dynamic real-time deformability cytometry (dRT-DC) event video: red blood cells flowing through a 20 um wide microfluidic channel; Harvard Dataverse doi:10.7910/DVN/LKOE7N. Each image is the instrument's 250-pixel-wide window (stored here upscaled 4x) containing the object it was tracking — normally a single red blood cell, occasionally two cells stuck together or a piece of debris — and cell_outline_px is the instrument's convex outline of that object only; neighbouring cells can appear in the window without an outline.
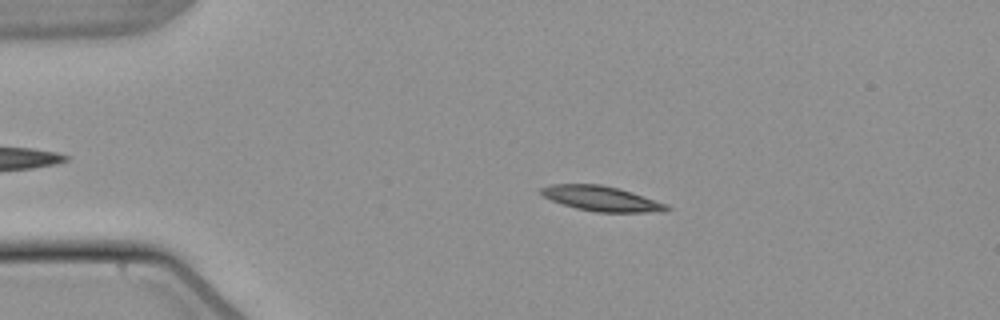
{"species": "common noctule bat (a hibernating species)", "species_latin": "Nyctalus noctula", "temperature_condition": "warm", "stored_images_in_passage": 46, "camera_frame_rate_fps": 3000, "um_per_image_px": 0.085, "animal": {"sex": "male", "body_mass_g": 21.5, "forearm_length_mm": 52.0}, "frame": {"image": 1, "passage_image": 11, "time_ms": 3.333, "image_size_px": [1000, 320], "cell_outline_px": [[672, 208], [644, 212], [596, 212], [576, 208], [552, 200], [544, 196], [540, 192], [540, 188], [552, 184], [600, 184], [620, 188], [632, 192], [664, 204]], "centroid_in_image_um": [51.04, 16.86], "position_along_channel_um": 34.0, "area_um2": 17.8}}
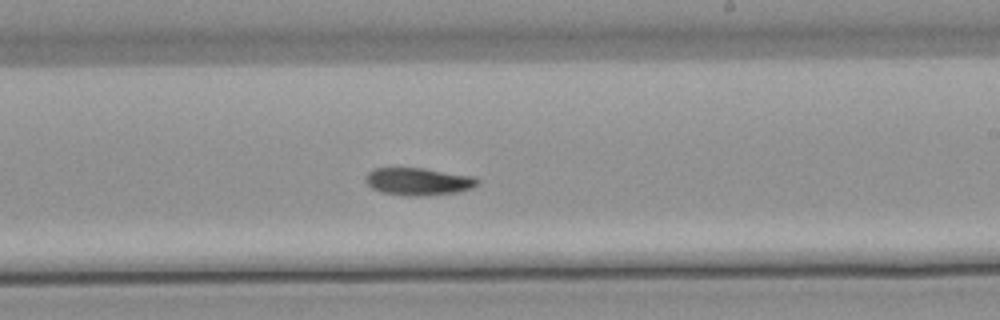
{"frame": {"image": 2, "passage_image": 32, "time_ms": 10.333, "image_size_px": [1000, 320], "cell_outline_px": [[480, 180], [472, 188], [456, 192], [420, 196], [412, 196], [380, 192], [372, 188], [364, 180], [364, 176], [372, 168], [424, 168], [472, 176]], "centroid_in_image_um": [35.51, 15.42], "position_along_channel_um": 253.5, "area_um2": 17.86}}
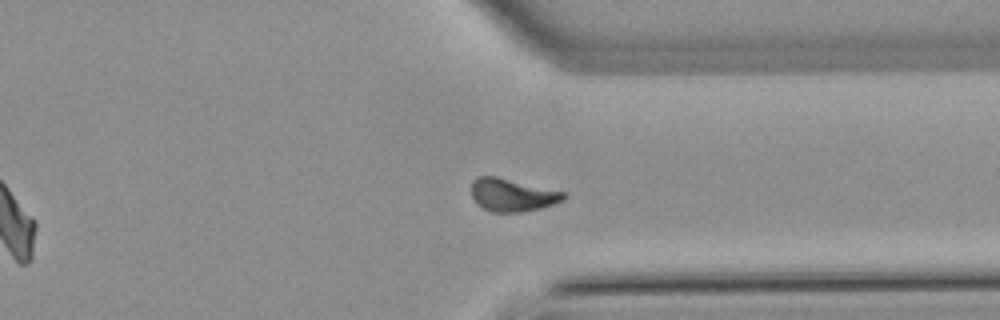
{"frame": {"image": 3, "passage_image": 41, "time_ms": 13.333, "image_size_px": [1000, 320], "cell_outline_px": [[568, 196], [564, 200], [540, 208], [520, 212], [492, 212], [476, 204], [472, 196], [472, 180], [476, 176], [496, 176], [564, 192]], "centroid_in_image_um": [43.52, 16.57], "position_along_channel_um": 367.9, "area_um2": 17.57}, "authors_computed_cell_mechanics": {"area_um2": 17.6579, "velocity_mm_per_s": 3.8103, "shape_relaxation_time_tau1_ms": 3.1283, "shape_relaxation_time_tau2_ms": null, "deformation_change_tau1": 0.155, "deformation_change_tau2": null}}